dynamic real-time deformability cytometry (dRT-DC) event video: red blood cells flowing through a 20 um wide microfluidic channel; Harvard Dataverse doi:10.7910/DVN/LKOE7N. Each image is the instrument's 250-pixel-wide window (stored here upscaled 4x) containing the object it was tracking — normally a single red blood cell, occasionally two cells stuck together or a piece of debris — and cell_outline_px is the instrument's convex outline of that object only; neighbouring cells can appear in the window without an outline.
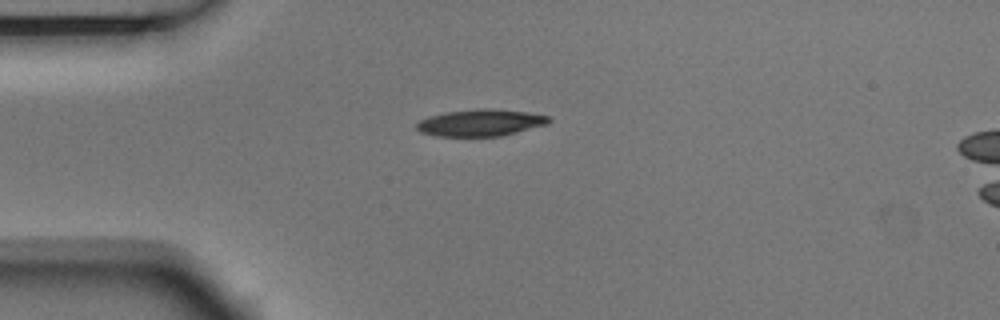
{"species": "Egyptian fruit bat (a non-hibernating species)", "species_latin": "Rousettus aegyptiacus", "temperature_condition": "room temperature", "stored_images_in_passage": 5, "camera_frame_rate_fps": 3000, "um_per_image_px": 0.085, "animal": {"sex": "male"}, "frame": {"image": 1, "passage_image": 1, "time_ms": 0.0, "image_size_px": [1000, 320], "cell_outline_px": [[552, 120], [548, 124], [500, 136], [436, 136], [420, 132], [416, 128], [416, 124], [420, 120], [428, 116], [444, 112], [480, 108], [484, 108], [528, 112], [548, 116]], "centroid_in_image_um": [40.82, 10.43], "position_along_channel_um": 44.2, "area_um2": 20.63}}
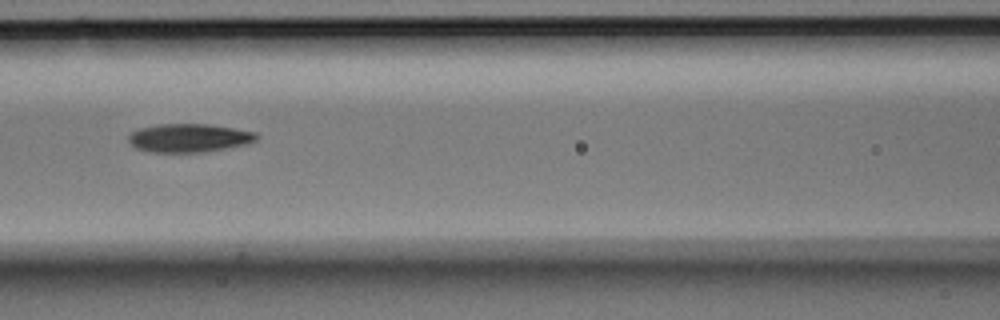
{"frame": {"image": 2, "passage_image": 4, "time_ms": 1.0, "image_size_px": [1000, 320], "cell_outline_px": [[260, 136], [256, 140], [244, 144], [224, 148], [200, 152], [152, 152], [136, 148], [128, 140], [128, 136], [136, 128], [160, 124], [208, 124], [256, 132]], "centroid_in_image_um": [16.03, 11.71], "position_along_channel_um": 150.6, "area_um2": 21.04}}
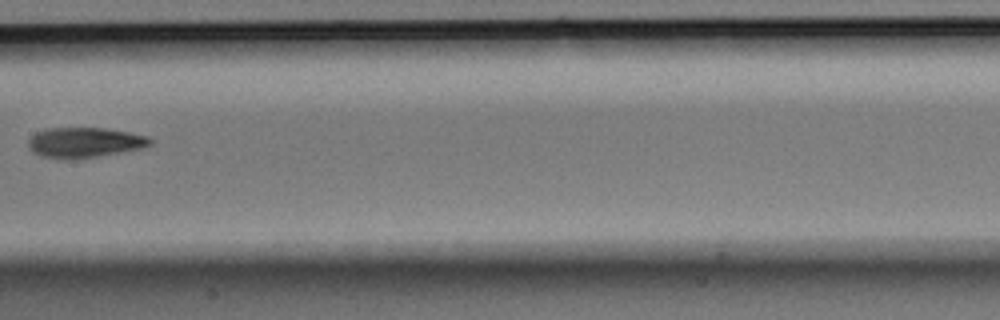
{"frame": {"image": 3, "passage_image": 5, "time_ms": 1.333, "image_size_px": [1000, 320], "cell_outline_px": [[152, 144], [140, 148], [96, 156], [44, 156], [32, 152], [28, 148], [28, 140], [36, 132], [48, 128], [104, 128], [128, 132], [148, 136], [152, 140]], "centroid_in_image_um": [7.2, 12.06], "position_along_channel_um": 200.2, "area_um2": 20.46}}